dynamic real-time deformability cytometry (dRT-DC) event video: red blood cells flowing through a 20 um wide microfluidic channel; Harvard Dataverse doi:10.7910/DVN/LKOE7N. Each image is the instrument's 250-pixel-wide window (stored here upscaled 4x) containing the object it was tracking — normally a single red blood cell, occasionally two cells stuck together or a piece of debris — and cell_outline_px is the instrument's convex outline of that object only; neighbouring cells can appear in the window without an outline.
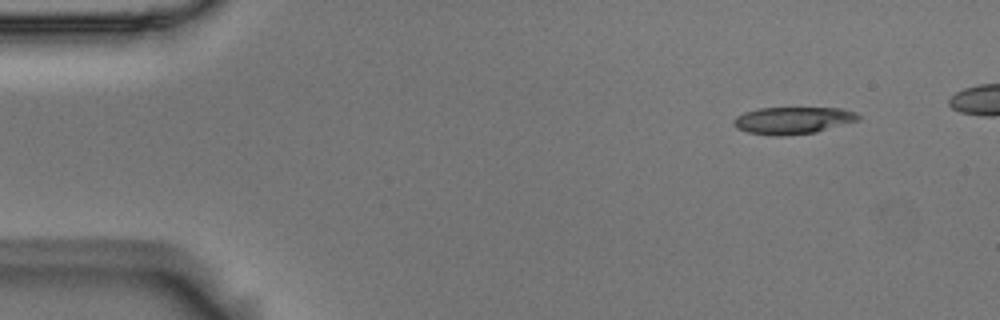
{"species": "Egyptian fruit bat (a non-hibernating species)", "species_latin": "Rousettus aegyptiacus", "temperature_condition": "room temperature", "stored_images_in_passage": 45, "camera_frame_rate_fps": 3000, "um_per_image_px": 0.085, "animal": {"sex": "male"}, "frame": {"image": 1, "passage_image": 1, "time_ms": 0.0, "image_size_px": [1000, 320], "cell_outline_px": [[860, 120], [816, 132], [784, 136], [772, 136], [748, 132], [736, 128], [732, 124], [732, 120], [736, 116], [744, 112], [760, 108], [840, 108], [856, 112], [860, 116]], "centroid_in_image_um": [67.37, 10.24], "position_along_channel_um": 17.6, "area_um2": 19.83}}
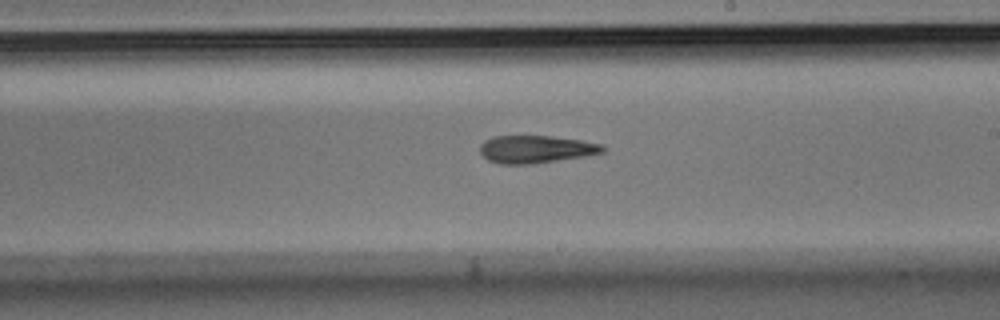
{"frame": {"image": 2, "passage_image": 27, "time_ms": 8.667, "image_size_px": [1000, 320], "cell_outline_px": [[608, 148], [604, 152], [584, 156], [532, 164], [500, 164], [488, 160], [480, 152], [480, 144], [484, 140], [496, 136], [552, 136], [580, 140], [604, 144]], "centroid_in_image_um": [45.58, 12.68], "position_along_channel_um": 243.4, "area_um2": 19.83}}
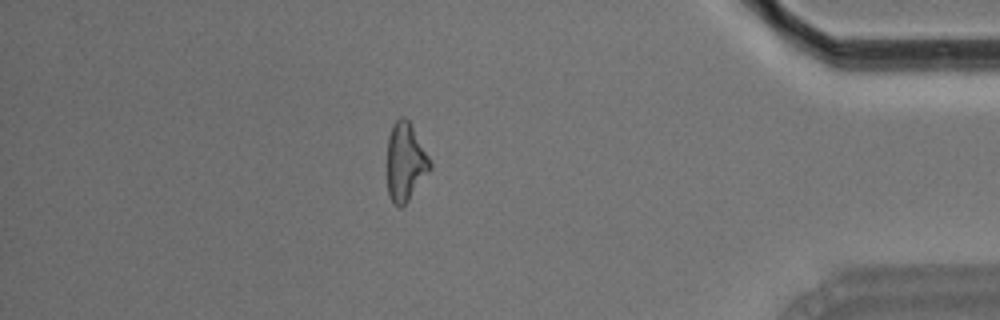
{"frame": {"image": 3, "passage_image": 43, "time_ms": 14.0, "image_size_px": [1000, 320], "cell_outline_px": [[432, 168], [408, 200], [400, 208], [388, 196], [388, 136], [392, 124], [400, 116], [404, 116], [408, 120], [428, 156], [432, 164]], "centroid_in_image_um": [34.45, 13.75], "position_along_channel_um": 400.7, "area_um2": 19.19}}